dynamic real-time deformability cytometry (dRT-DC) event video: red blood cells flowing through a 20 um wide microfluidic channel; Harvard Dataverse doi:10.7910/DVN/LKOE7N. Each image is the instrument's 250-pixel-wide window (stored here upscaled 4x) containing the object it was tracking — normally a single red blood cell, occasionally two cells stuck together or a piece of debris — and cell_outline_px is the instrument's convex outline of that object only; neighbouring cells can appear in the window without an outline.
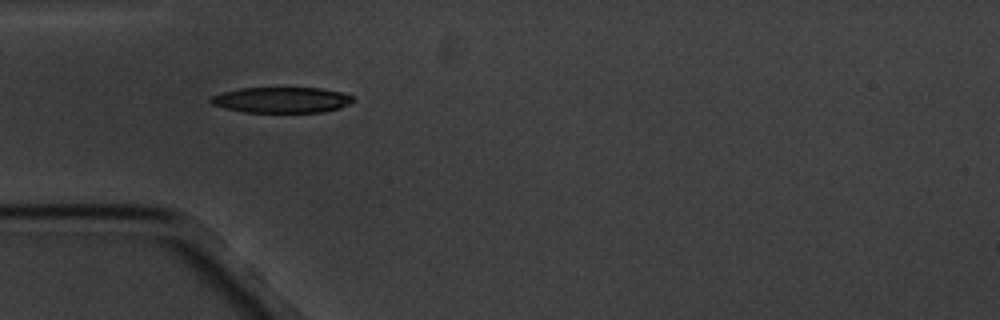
{"species": "common noctule bat (a hibernating species)", "species_latin": "Nyctalus noctula", "temperature_condition": "cold", "stored_images_in_passage": 7, "camera_frame_rate_fps": 3000, "um_per_image_px": 0.085, "animal": {"sex": "male", "body_mass_g": 20.1, "forearm_length_mm": 53.5}, "frame": {"image": 1, "passage_image": 5, "time_ms": 4.333, "image_size_px": [1000, 320], "cell_outline_px": [[356, 100], [340, 108], [324, 112], [244, 112], [224, 108], [212, 104], [208, 100], [212, 96], [224, 92], [240, 88], [320, 88], [340, 92], [352, 96]], "centroid_in_image_um": [23.94, 8.5], "position_along_channel_um": 61.1, "area_um2": 21.27}}
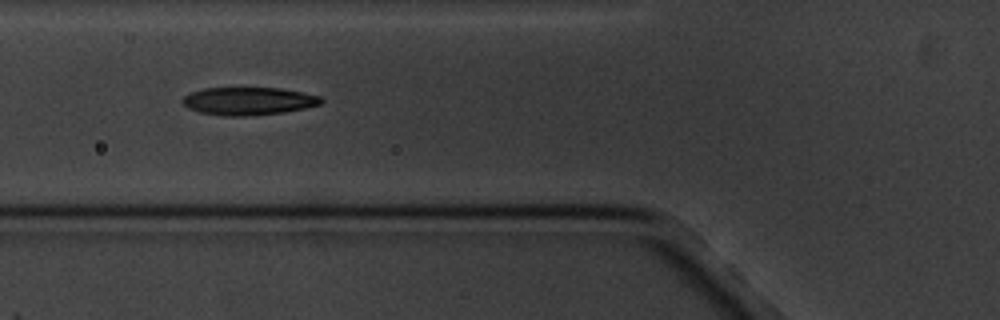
{"frame": {"image": 2, "passage_image": 6, "time_ms": 5.667, "image_size_px": [1000, 320], "cell_outline_px": [[324, 100], [320, 104], [304, 108], [284, 112], [244, 116], [228, 116], [200, 112], [188, 108], [180, 100], [184, 96], [192, 92], [204, 88], [280, 88], [320, 96]], "centroid_in_image_um": [21.11, 8.59], "position_along_channel_um": 104.7, "area_um2": 22.25}}
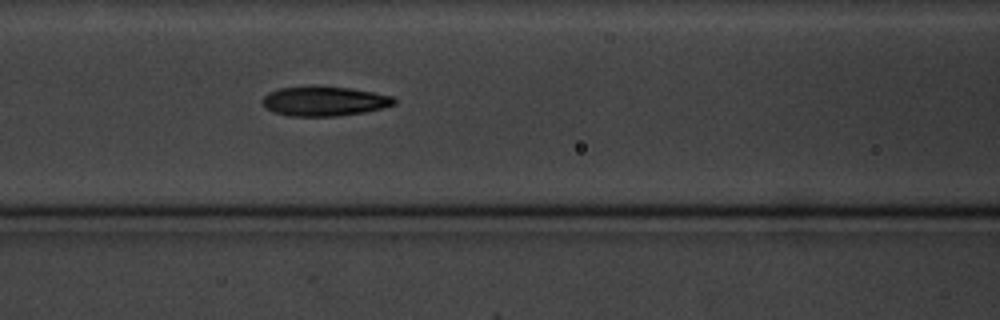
{"frame": {"image": 3, "passage_image": 7, "time_ms": 6.667, "image_size_px": [1000, 320], "cell_outline_px": [[396, 104], [384, 108], [364, 112], [336, 116], [288, 116], [276, 112], [268, 108], [260, 100], [268, 92], [280, 88], [348, 88], [372, 92], [392, 96], [396, 100]], "centroid_in_image_um": [27.6, 8.63], "position_along_channel_um": 139.0, "area_um2": 22.02}}